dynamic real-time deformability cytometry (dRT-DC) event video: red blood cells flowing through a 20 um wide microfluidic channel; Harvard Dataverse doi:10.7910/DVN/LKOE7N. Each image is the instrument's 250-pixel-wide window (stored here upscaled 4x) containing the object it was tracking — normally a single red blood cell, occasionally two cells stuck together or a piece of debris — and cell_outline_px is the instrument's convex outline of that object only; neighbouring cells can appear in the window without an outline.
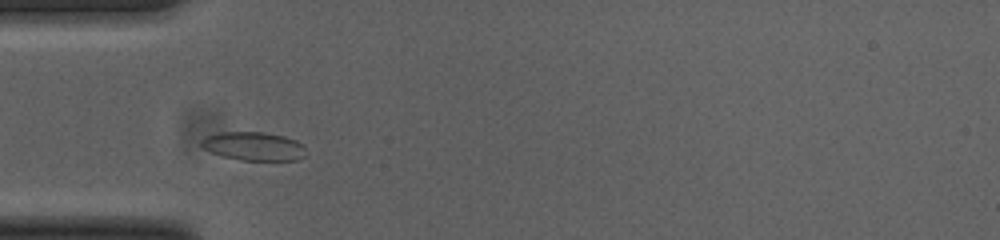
{"species": "common noctule bat (a hibernating species)", "species_latin": "Nyctalus noctula", "temperature_condition": "cold", "stored_images_in_passage": 41, "camera_frame_rate_fps": 3000, "um_per_image_px": 0.085, "animal": {"sex": "female", "body_mass_g": 23.0, "forearm_length_mm": 53.4}, "frame": {"image": 1, "passage_image": 7, "time_ms": 2.0, "image_size_px": [1000, 240], "cell_outline_px": [[304, 156], [300, 160], [240, 160], [224, 156], [212, 152], [204, 148], [200, 144], [200, 140], [204, 136], [220, 132], [264, 132], [284, 136], [296, 140], [304, 148]], "centroid_in_image_um": [21.54, 12.42], "position_along_channel_um": 63.5, "area_um2": 17.34}}
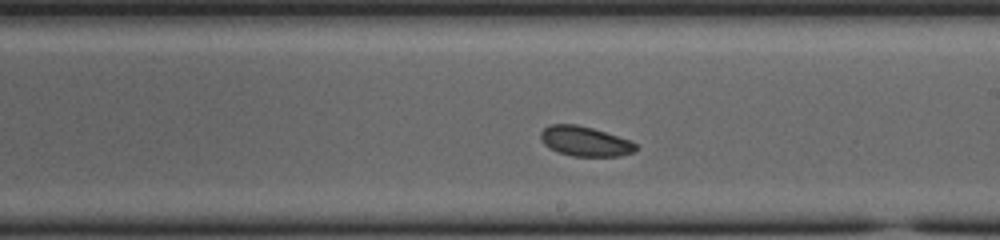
{"frame": {"image": 2, "passage_image": 21, "time_ms": 6.667, "image_size_px": [1000, 240], "cell_outline_px": [[640, 148], [636, 152], [620, 156], [572, 156], [560, 152], [544, 144], [540, 136], [540, 132], [544, 128], [552, 124], [576, 124], [592, 128], [632, 140]], "centroid_in_image_um": [49.8, 12.01], "position_along_channel_um": 239.2, "area_um2": 16.59}}
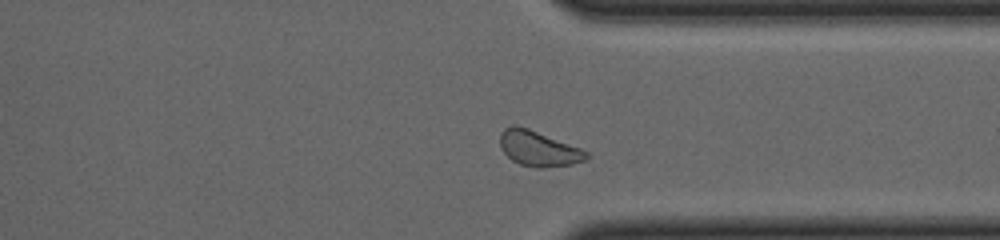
{"frame": {"image": 3, "passage_image": 31, "time_ms": 10.0, "image_size_px": [1000, 240], "cell_outline_px": [[592, 156], [584, 160], [572, 164], [540, 168], [536, 168], [520, 164], [512, 160], [500, 148], [500, 132], [504, 128], [512, 124], [516, 124], [528, 128], [580, 148], [588, 152]], "centroid_in_image_um": [45.75, 12.62], "position_along_channel_um": 365.6, "area_um2": 17.8}}